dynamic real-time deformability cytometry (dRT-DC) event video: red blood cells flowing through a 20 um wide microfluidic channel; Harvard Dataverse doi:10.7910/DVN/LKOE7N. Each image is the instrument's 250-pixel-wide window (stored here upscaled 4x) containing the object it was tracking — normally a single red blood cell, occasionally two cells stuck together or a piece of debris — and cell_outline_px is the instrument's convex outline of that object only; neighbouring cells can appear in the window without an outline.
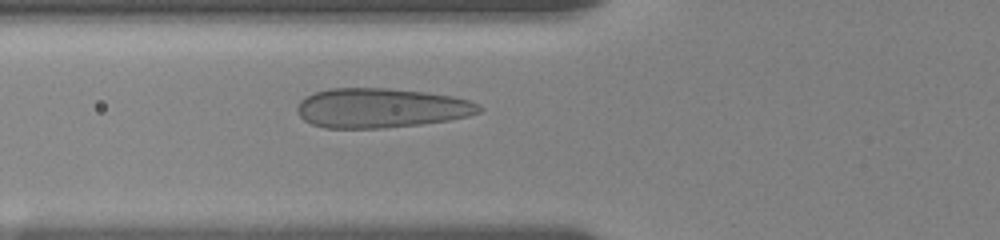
{"species": "human", "species_latin": "Homo sapiens", "temperature_condition": "room temperature", "stored_images_in_passage": 39, "camera_frame_rate_fps": 3000, "um_per_image_px": 0.085, "donor": {"sex": "female"}, "frame": {"image": 1, "passage_image": 4, "time_ms": 1.0, "image_size_px": [1000, 240], "cell_outline_px": [[484, 108], [480, 112], [468, 116], [448, 120], [420, 124], [384, 128], [324, 128], [312, 124], [304, 120], [300, 116], [296, 108], [300, 100], [316, 92], [328, 88], [388, 88], [424, 92], [452, 96], [468, 100], [480, 104]], "centroid_in_image_um": [32.39, 9.18], "position_along_channel_um": 93.4, "area_um2": 41.96}}
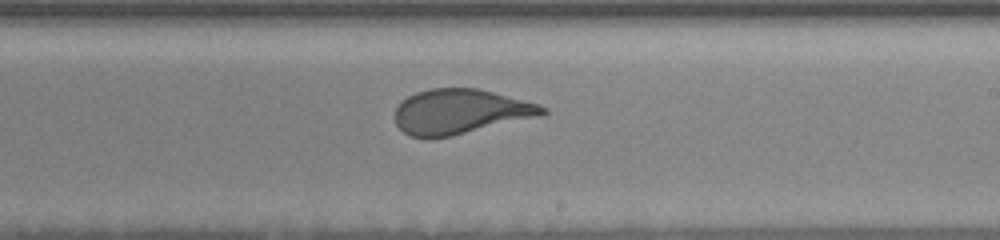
{"frame": {"image": 2, "passage_image": 17, "time_ms": 5.333, "image_size_px": [1000, 240], "cell_outline_px": [[548, 112], [540, 116], [452, 136], [408, 136], [396, 124], [396, 108], [408, 96], [416, 92], [432, 88], [476, 88], [492, 92], [536, 104], [548, 108]], "centroid_in_image_um": [39.13, 9.48], "position_along_channel_um": 249.9, "area_um2": 37.8}}
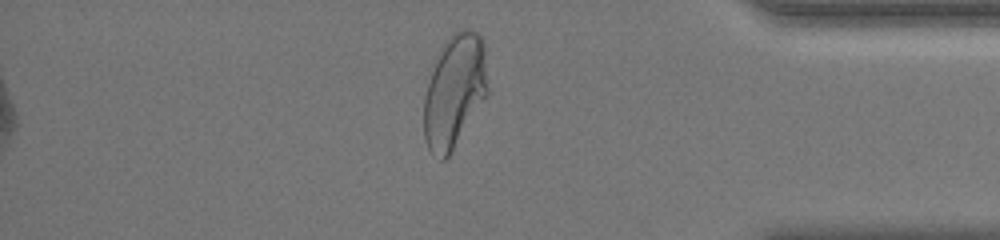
{"frame": {"image": 3, "passage_image": 31, "time_ms": 10.0, "image_size_px": [1000, 240], "cell_outline_px": [[488, 92], [448, 156], [444, 160], [440, 160], [432, 156], [424, 140], [424, 96], [436, 52], [444, 40], [452, 32], [460, 28], [468, 28], [476, 32], [484, 40], [488, 88]], "centroid_in_image_um": [38.6, 7.67], "position_along_channel_um": 396.6, "area_um2": 42.54}, "authors_computed_cell_mechanics": {"area_um2": 39.593, "velocity_mm_per_s": 3.5984, "shape_relaxation_time_tau1_ms": 7.0592, "shape_relaxation_time_tau2_ms": null, "deformation_change_tau1": 0.2023, "deformation_change_tau2": null}}